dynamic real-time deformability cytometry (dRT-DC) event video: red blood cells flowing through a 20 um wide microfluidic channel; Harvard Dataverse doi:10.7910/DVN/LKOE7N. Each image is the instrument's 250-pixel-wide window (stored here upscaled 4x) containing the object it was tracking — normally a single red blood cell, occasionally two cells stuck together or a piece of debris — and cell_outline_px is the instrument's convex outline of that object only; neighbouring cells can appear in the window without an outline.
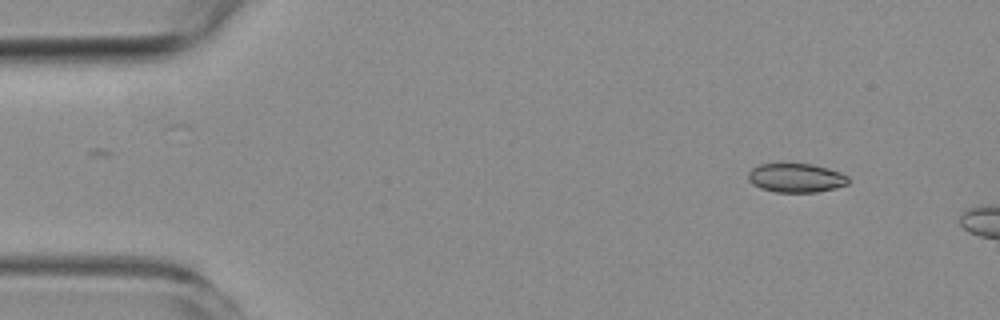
{"species": "common noctule bat (a hibernating species)", "species_latin": "Nyctalus noctula", "temperature_condition": "room temperature", "stored_images_in_passage": 2, "camera_frame_rate_fps": 3000, "um_per_image_px": 0.085, "animal": {"sex": "female", "body_mass_g": 19.3, "forearm_length_mm": 54.1}, "frame": {"image": 1, "passage_image": 1, "time_ms": 0.0, "image_size_px": [1000, 320], "cell_outline_px": [[848, 184], [836, 188], [816, 192], [776, 192], [760, 188], [752, 184], [748, 180], [748, 172], [752, 168], [760, 164], [812, 164], [828, 168], [840, 172], [848, 176]], "centroid_in_image_um": [67.66, 15.12], "position_along_channel_um": 17.3, "area_um2": 16.94}}